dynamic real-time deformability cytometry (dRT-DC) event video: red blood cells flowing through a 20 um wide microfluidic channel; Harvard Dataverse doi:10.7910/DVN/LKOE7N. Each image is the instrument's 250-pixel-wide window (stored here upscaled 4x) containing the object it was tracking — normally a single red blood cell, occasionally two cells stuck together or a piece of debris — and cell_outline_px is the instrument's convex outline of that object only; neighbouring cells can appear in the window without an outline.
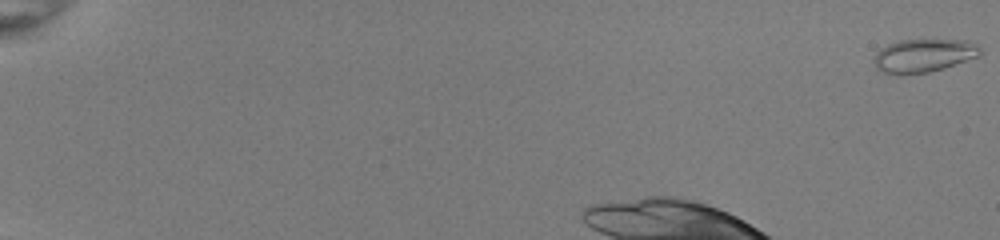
{"species": "common noctule bat (a hibernating species)", "species_latin": "Nyctalus noctula", "temperature_condition": "room temperature", "stored_images_in_passage": 18, "camera_frame_rate_fps": 3000, "um_per_image_px": 0.085, "animal": {"sex": "female", "body_mass_g": 22.0, "forearm_length_mm": 56.7}, "frame": {"image": 1, "passage_image": 1, "time_ms": 0.0, "image_size_px": [1000, 240], "cell_outline_px": [[980, 56], [944, 68], [928, 72], [900, 76], [896, 76], [880, 72], [876, 68], [872, 60], [876, 52], [880, 48], [888, 44], [900, 40], [968, 40], [976, 44], [980, 48]], "centroid_in_image_um": [78.45, 4.75], "position_along_channel_um": 6.6, "area_um2": 21.04}}